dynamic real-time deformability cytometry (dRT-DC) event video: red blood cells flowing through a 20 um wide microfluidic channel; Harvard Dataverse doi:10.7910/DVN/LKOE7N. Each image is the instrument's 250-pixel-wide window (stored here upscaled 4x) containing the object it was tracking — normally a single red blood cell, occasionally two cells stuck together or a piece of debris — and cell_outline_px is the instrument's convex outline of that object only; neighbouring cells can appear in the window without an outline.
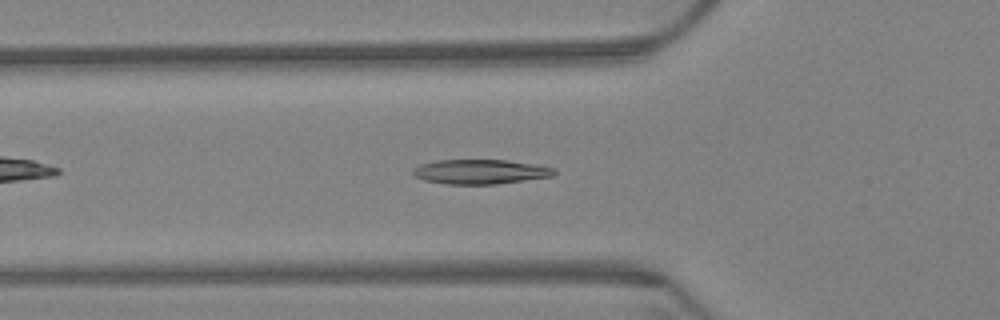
{"species": "Egyptian fruit bat (a non-hibernating species)", "species_latin": "Rousettus aegyptiacus", "temperature_condition": "warm", "stored_images_in_passage": 50, "camera_frame_rate_fps": 3000, "um_per_image_px": 0.085, "animal": {"sex": "female"}, "frame": {"image": 1, "passage_image": 9, "time_ms": 2.667, "image_size_px": [1000, 320], "cell_outline_px": [[556, 172], [552, 176], [496, 184], [444, 184], [424, 180], [416, 176], [412, 172], [412, 168], [420, 164], [436, 160], [508, 160], [536, 164], [556, 168]], "centroid_in_image_um": [40.82, 14.59], "position_along_channel_um": 85.0, "area_um2": 20.29}}
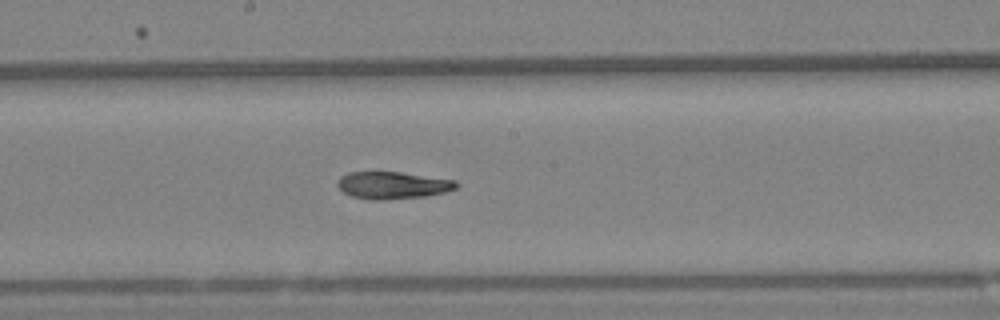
{"frame": {"image": 2, "passage_image": 21, "time_ms": 6.667, "image_size_px": [1000, 320], "cell_outline_px": [[460, 184], [456, 188], [444, 192], [424, 196], [384, 200], [372, 200], [352, 196], [344, 192], [336, 184], [336, 180], [340, 176], [348, 172], [400, 172], [456, 180]], "centroid_in_image_um": [33.36, 15.74], "position_along_channel_um": 214.8, "area_um2": 18.84}}
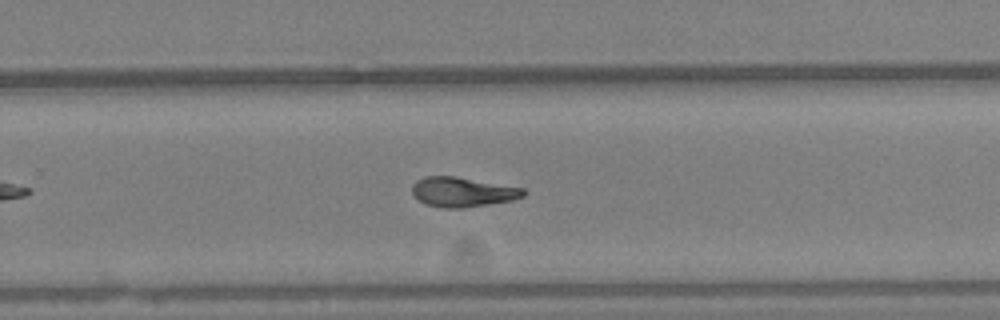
{"frame": {"image": 3, "passage_image": 28, "time_ms": 9.0, "image_size_px": [1000, 320], "cell_outline_px": [[524, 196], [512, 200], [488, 204], [460, 208], [444, 208], [424, 204], [412, 192], [412, 184], [416, 180], [424, 176], [456, 176], [524, 188]], "centroid_in_image_um": [39.29, 16.31], "position_along_channel_um": 290.5, "area_um2": 19.19}, "authors_computed_cell_mechanics": {"area_um2": 19.363, "velocity_mm_per_s": 3.2455, "shape_relaxation_time_tau1_ms": null, "shape_relaxation_time_tau2_ms": 8.2901, "deformation_change_tau1": null, "deformation_change_tau2": 0.1371}}